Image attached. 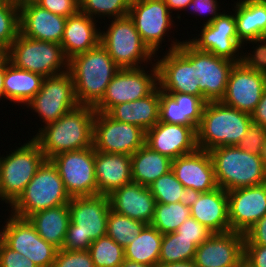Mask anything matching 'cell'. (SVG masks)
<instances>
[{
	"label": "cell",
	"instance_id": "57",
	"mask_svg": "<svg viewBox=\"0 0 266 267\" xmlns=\"http://www.w3.org/2000/svg\"><path fill=\"white\" fill-rule=\"evenodd\" d=\"M119 267H153L150 265H145L137 262H133L130 260H124V262Z\"/></svg>",
	"mask_w": 266,
	"mask_h": 267
},
{
	"label": "cell",
	"instance_id": "37",
	"mask_svg": "<svg viewBox=\"0 0 266 267\" xmlns=\"http://www.w3.org/2000/svg\"><path fill=\"white\" fill-rule=\"evenodd\" d=\"M146 224L119 214L112 209L109 211L106 235L125 248L137 237Z\"/></svg>",
	"mask_w": 266,
	"mask_h": 267
},
{
	"label": "cell",
	"instance_id": "18",
	"mask_svg": "<svg viewBox=\"0 0 266 267\" xmlns=\"http://www.w3.org/2000/svg\"><path fill=\"white\" fill-rule=\"evenodd\" d=\"M266 75L246 68L241 62L232 67L221 102L241 112L252 114L264 91Z\"/></svg>",
	"mask_w": 266,
	"mask_h": 267
},
{
	"label": "cell",
	"instance_id": "24",
	"mask_svg": "<svg viewBox=\"0 0 266 267\" xmlns=\"http://www.w3.org/2000/svg\"><path fill=\"white\" fill-rule=\"evenodd\" d=\"M171 170L187 189L191 188L203 193L218 187L208 151L197 149L193 153L173 159Z\"/></svg>",
	"mask_w": 266,
	"mask_h": 267
},
{
	"label": "cell",
	"instance_id": "20",
	"mask_svg": "<svg viewBox=\"0 0 266 267\" xmlns=\"http://www.w3.org/2000/svg\"><path fill=\"white\" fill-rule=\"evenodd\" d=\"M227 195L230 231L244 234L266 215V182L230 190Z\"/></svg>",
	"mask_w": 266,
	"mask_h": 267
},
{
	"label": "cell",
	"instance_id": "50",
	"mask_svg": "<svg viewBox=\"0 0 266 267\" xmlns=\"http://www.w3.org/2000/svg\"><path fill=\"white\" fill-rule=\"evenodd\" d=\"M244 245L266 246V215L244 233Z\"/></svg>",
	"mask_w": 266,
	"mask_h": 267
},
{
	"label": "cell",
	"instance_id": "47",
	"mask_svg": "<svg viewBox=\"0 0 266 267\" xmlns=\"http://www.w3.org/2000/svg\"><path fill=\"white\" fill-rule=\"evenodd\" d=\"M35 3L53 14L66 18L80 11L79 0H36Z\"/></svg>",
	"mask_w": 266,
	"mask_h": 267
},
{
	"label": "cell",
	"instance_id": "58",
	"mask_svg": "<svg viewBox=\"0 0 266 267\" xmlns=\"http://www.w3.org/2000/svg\"><path fill=\"white\" fill-rule=\"evenodd\" d=\"M10 3H12L13 5H16L18 7L30 3V2H35L36 0H8Z\"/></svg>",
	"mask_w": 266,
	"mask_h": 267
},
{
	"label": "cell",
	"instance_id": "52",
	"mask_svg": "<svg viewBox=\"0 0 266 267\" xmlns=\"http://www.w3.org/2000/svg\"><path fill=\"white\" fill-rule=\"evenodd\" d=\"M251 117L253 124L266 128V90L264 91L255 110L251 114Z\"/></svg>",
	"mask_w": 266,
	"mask_h": 267
},
{
	"label": "cell",
	"instance_id": "38",
	"mask_svg": "<svg viewBox=\"0 0 266 267\" xmlns=\"http://www.w3.org/2000/svg\"><path fill=\"white\" fill-rule=\"evenodd\" d=\"M190 216V208L180 202L156 203L151 225L161 234L176 232L177 228Z\"/></svg>",
	"mask_w": 266,
	"mask_h": 267
},
{
	"label": "cell",
	"instance_id": "26",
	"mask_svg": "<svg viewBox=\"0 0 266 267\" xmlns=\"http://www.w3.org/2000/svg\"><path fill=\"white\" fill-rule=\"evenodd\" d=\"M206 102L203 97L160 89L159 122L198 128Z\"/></svg>",
	"mask_w": 266,
	"mask_h": 267
},
{
	"label": "cell",
	"instance_id": "4",
	"mask_svg": "<svg viewBox=\"0 0 266 267\" xmlns=\"http://www.w3.org/2000/svg\"><path fill=\"white\" fill-rule=\"evenodd\" d=\"M252 123L250 114L221 101H208L196 131L198 149L209 152L220 146H238Z\"/></svg>",
	"mask_w": 266,
	"mask_h": 267
},
{
	"label": "cell",
	"instance_id": "11",
	"mask_svg": "<svg viewBox=\"0 0 266 267\" xmlns=\"http://www.w3.org/2000/svg\"><path fill=\"white\" fill-rule=\"evenodd\" d=\"M145 67L120 69L106 88L102 99L93 107L96 112L107 113L113 106L132 102L151 94L158 86V67L153 63Z\"/></svg>",
	"mask_w": 266,
	"mask_h": 267
},
{
	"label": "cell",
	"instance_id": "17",
	"mask_svg": "<svg viewBox=\"0 0 266 267\" xmlns=\"http://www.w3.org/2000/svg\"><path fill=\"white\" fill-rule=\"evenodd\" d=\"M199 36L188 40L198 50L210 52L235 63L241 61L242 53L238 51L242 49L243 44L238 40L234 13L231 15L222 12L210 24L203 25Z\"/></svg>",
	"mask_w": 266,
	"mask_h": 267
},
{
	"label": "cell",
	"instance_id": "40",
	"mask_svg": "<svg viewBox=\"0 0 266 267\" xmlns=\"http://www.w3.org/2000/svg\"><path fill=\"white\" fill-rule=\"evenodd\" d=\"M19 22V7L0 0V48L5 52L20 32Z\"/></svg>",
	"mask_w": 266,
	"mask_h": 267
},
{
	"label": "cell",
	"instance_id": "14",
	"mask_svg": "<svg viewBox=\"0 0 266 267\" xmlns=\"http://www.w3.org/2000/svg\"><path fill=\"white\" fill-rule=\"evenodd\" d=\"M10 215L0 231V239L12 250L29 258L37 267H52L58 249L46 242L28 219Z\"/></svg>",
	"mask_w": 266,
	"mask_h": 267
},
{
	"label": "cell",
	"instance_id": "30",
	"mask_svg": "<svg viewBox=\"0 0 266 267\" xmlns=\"http://www.w3.org/2000/svg\"><path fill=\"white\" fill-rule=\"evenodd\" d=\"M160 87L144 98L113 106L107 114L114 120L147 131L159 122Z\"/></svg>",
	"mask_w": 266,
	"mask_h": 267
},
{
	"label": "cell",
	"instance_id": "15",
	"mask_svg": "<svg viewBox=\"0 0 266 267\" xmlns=\"http://www.w3.org/2000/svg\"><path fill=\"white\" fill-rule=\"evenodd\" d=\"M146 131L137 125L122 123L107 113L96 112L93 124L95 151L132 155L145 144Z\"/></svg>",
	"mask_w": 266,
	"mask_h": 267
},
{
	"label": "cell",
	"instance_id": "7",
	"mask_svg": "<svg viewBox=\"0 0 266 267\" xmlns=\"http://www.w3.org/2000/svg\"><path fill=\"white\" fill-rule=\"evenodd\" d=\"M29 140L6 157L0 156V196L1 201L9 205L20 196L47 160L38 143L33 138Z\"/></svg>",
	"mask_w": 266,
	"mask_h": 267
},
{
	"label": "cell",
	"instance_id": "19",
	"mask_svg": "<svg viewBox=\"0 0 266 267\" xmlns=\"http://www.w3.org/2000/svg\"><path fill=\"white\" fill-rule=\"evenodd\" d=\"M193 261L197 267H239L244 261V234L213 233L197 247Z\"/></svg>",
	"mask_w": 266,
	"mask_h": 267
},
{
	"label": "cell",
	"instance_id": "43",
	"mask_svg": "<svg viewBox=\"0 0 266 267\" xmlns=\"http://www.w3.org/2000/svg\"><path fill=\"white\" fill-rule=\"evenodd\" d=\"M238 147L255 155H266V128L252 123Z\"/></svg>",
	"mask_w": 266,
	"mask_h": 267
},
{
	"label": "cell",
	"instance_id": "28",
	"mask_svg": "<svg viewBox=\"0 0 266 267\" xmlns=\"http://www.w3.org/2000/svg\"><path fill=\"white\" fill-rule=\"evenodd\" d=\"M190 213L191 217L195 218L212 233L230 231L228 195L220 187L201 193L190 207Z\"/></svg>",
	"mask_w": 266,
	"mask_h": 267
},
{
	"label": "cell",
	"instance_id": "21",
	"mask_svg": "<svg viewBox=\"0 0 266 267\" xmlns=\"http://www.w3.org/2000/svg\"><path fill=\"white\" fill-rule=\"evenodd\" d=\"M196 131L195 126L158 122L146 131L145 144L173 160L198 149Z\"/></svg>",
	"mask_w": 266,
	"mask_h": 267
},
{
	"label": "cell",
	"instance_id": "46",
	"mask_svg": "<svg viewBox=\"0 0 266 267\" xmlns=\"http://www.w3.org/2000/svg\"><path fill=\"white\" fill-rule=\"evenodd\" d=\"M176 232L181 235V237L191 239L197 247L213 234L191 216L177 228Z\"/></svg>",
	"mask_w": 266,
	"mask_h": 267
},
{
	"label": "cell",
	"instance_id": "60",
	"mask_svg": "<svg viewBox=\"0 0 266 267\" xmlns=\"http://www.w3.org/2000/svg\"><path fill=\"white\" fill-rule=\"evenodd\" d=\"M239 267H251L250 265H248L245 261H243Z\"/></svg>",
	"mask_w": 266,
	"mask_h": 267
},
{
	"label": "cell",
	"instance_id": "31",
	"mask_svg": "<svg viewBox=\"0 0 266 267\" xmlns=\"http://www.w3.org/2000/svg\"><path fill=\"white\" fill-rule=\"evenodd\" d=\"M27 219L46 242L62 249L70 222L69 204L35 212Z\"/></svg>",
	"mask_w": 266,
	"mask_h": 267
},
{
	"label": "cell",
	"instance_id": "12",
	"mask_svg": "<svg viewBox=\"0 0 266 267\" xmlns=\"http://www.w3.org/2000/svg\"><path fill=\"white\" fill-rule=\"evenodd\" d=\"M57 168L70 197L98 195L95 176V149L65 151L49 159Z\"/></svg>",
	"mask_w": 266,
	"mask_h": 267
},
{
	"label": "cell",
	"instance_id": "5",
	"mask_svg": "<svg viewBox=\"0 0 266 267\" xmlns=\"http://www.w3.org/2000/svg\"><path fill=\"white\" fill-rule=\"evenodd\" d=\"M217 186L226 192L266 182V155H255L238 146L209 151Z\"/></svg>",
	"mask_w": 266,
	"mask_h": 267
},
{
	"label": "cell",
	"instance_id": "1",
	"mask_svg": "<svg viewBox=\"0 0 266 267\" xmlns=\"http://www.w3.org/2000/svg\"><path fill=\"white\" fill-rule=\"evenodd\" d=\"M95 114L92 106L78 105L58 120L39 128L33 139L47 160L61 152L92 147Z\"/></svg>",
	"mask_w": 266,
	"mask_h": 267
},
{
	"label": "cell",
	"instance_id": "33",
	"mask_svg": "<svg viewBox=\"0 0 266 267\" xmlns=\"http://www.w3.org/2000/svg\"><path fill=\"white\" fill-rule=\"evenodd\" d=\"M44 77L41 74L17 68L5 57V99L26 104L40 91Z\"/></svg>",
	"mask_w": 266,
	"mask_h": 267
},
{
	"label": "cell",
	"instance_id": "42",
	"mask_svg": "<svg viewBox=\"0 0 266 267\" xmlns=\"http://www.w3.org/2000/svg\"><path fill=\"white\" fill-rule=\"evenodd\" d=\"M156 203H178L182 190L185 189L183 184L175 177L172 170L160 176L149 186Z\"/></svg>",
	"mask_w": 266,
	"mask_h": 267
},
{
	"label": "cell",
	"instance_id": "8",
	"mask_svg": "<svg viewBox=\"0 0 266 267\" xmlns=\"http://www.w3.org/2000/svg\"><path fill=\"white\" fill-rule=\"evenodd\" d=\"M9 62L17 68L49 77L68 70L69 60L59 43L28 38L20 32L6 51Z\"/></svg>",
	"mask_w": 266,
	"mask_h": 267
},
{
	"label": "cell",
	"instance_id": "53",
	"mask_svg": "<svg viewBox=\"0 0 266 267\" xmlns=\"http://www.w3.org/2000/svg\"><path fill=\"white\" fill-rule=\"evenodd\" d=\"M201 192L191 189V188H185L182 190V193L180 194L179 202L187 207H191L193 203L198 199Z\"/></svg>",
	"mask_w": 266,
	"mask_h": 267
},
{
	"label": "cell",
	"instance_id": "13",
	"mask_svg": "<svg viewBox=\"0 0 266 267\" xmlns=\"http://www.w3.org/2000/svg\"><path fill=\"white\" fill-rule=\"evenodd\" d=\"M26 105L38 113L45 125L76 108L79 104L70 72L67 70L61 74L44 77L40 91Z\"/></svg>",
	"mask_w": 266,
	"mask_h": 267
},
{
	"label": "cell",
	"instance_id": "3",
	"mask_svg": "<svg viewBox=\"0 0 266 267\" xmlns=\"http://www.w3.org/2000/svg\"><path fill=\"white\" fill-rule=\"evenodd\" d=\"M110 209L107 195L71 197L70 222L62 249L88 250L93 241L105 236Z\"/></svg>",
	"mask_w": 266,
	"mask_h": 267
},
{
	"label": "cell",
	"instance_id": "45",
	"mask_svg": "<svg viewBox=\"0 0 266 267\" xmlns=\"http://www.w3.org/2000/svg\"><path fill=\"white\" fill-rule=\"evenodd\" d=\"M52 267H94L88 250L58 249Z\"/></svg>",
	"mask_w": 266,
	"mask_h": 267
},
{
	"label": "cell",
	"instance_id": "56",
	"mask_svg": "<svg viewBox=\"0 0 266 267\" xmlns=\"http://www.w3.org/2000/svg\"><path fill=\"white\" fill-rule=\"evenodd\" d=\"M158 267H197L194 261L158 265Z\"/></svg>",
	"mask_w": 266,
	"mask_h": 267
},
{
	"label": "cell",
	"instance_id": "22",
	"mask_svg": "<svg viewBox=\"0 0 266 267\" xmlns=\"http://www.w3.org/2000/svg\"><path fill=\"white\" fill-rule=\"evenodd\" d=\"M234 64L233 61L194 47V73L199 79V89L207 102L221 101L224 97Z\"/></svg>",
	"mask_w": 266,
	"mask_h": 267
},
{
	"label": "cell",
	"instance_id": "23",
	"mask_svg": "<svg viewBox=\"0 0 266 267\" xmlns=\"http://www.w3.org/2000/svg\"><path fill=\"white\" fill-rule=\"evenodd\" d=\"M19 21L22 35L61 44L67 18L30 2L19 7Z\"/></svg>",
	"mask_w": 266,
	"mask_h": 267
},
{
	"label": "cell",
	"instance_id": "16",
	"mask_svg": "<svg viewBox=\"0 0 266 267\" xmlns=\"http://www.w3.org/2000/svg\"><path fill=\"white\" fill-rule=\"evenodd\" d=\"M171 13L165 0L130 2L128 15L133 20L144 43L154 54L157 53L156 51L164 41V36L169 32V28L173 26Z\"/></svg>",
	"mask_w": 266,
	"mask_h": 267
},
{
	"label": "cell",
	"instance_id": "10",
	"mask_svg": "<svg viewBox=\"0 0 266 267\" xmlns=\"http://www.w3.org/2000/svg\"><path fill=\"white\" fill-rule=\"evenodd\" d=\"M169 50L156 62L158 83L165 93H184L203 97L194 73V46L187 40L171 41Z\"/></svg>",
	"mask_w": 266,
	"mask_h": 267
},
{
	"label": "cell",
	"instance_id": "35",
	"mask_svg": "<svg viewBox=\"0 0 266 267\" xmlns=\"http://www.w3.org/2000/svg\"><path fill=\"white\" fill-rule=\"evenodd\" d=\"M162 239L163 234L151 224H146L132 243L124 248L125 259L158 267Z\"/></svg>",
	"mask_w": 266,
	"mask_h": 267
},
{
	"label": "cell",
	"instance_id": "25",
	"mask_svg": "<svg viewBox=\"0 0 266 267\" xmlns=\"http://www.w3.org/2000/svg\"><path fill=\"white\" fill-rule=\"evenodd\" d=\"M108 196L113 211L145 224H151L156 201L149 187L130 182Z\"/></svg>",
	"mask_w": 266,
	"mask_h": 267
},
{
	"label": "cell",
	"instance_id": "59",
	"mask_svg": "<svg viewBox=\"0 0 266 267\" xmlns=\"http://www.w3.org/2000/svg\"><path fill=\"white\" fill-rule=\"evenodd\" d=\"M6 57V52L0 48V62Z\"/></svg>",
	"mask_w": 266,
	"mask_h": 267
},
{
	"label": "cell",
	"instance_id": "27",
	"mask_svg": "<svg viewBox=\"0 0 266 267\" xmlns=\"http://www.w3.org/2000/svg\"><path fill=\"white\" fill-rule=\"evenodd\" d=\"M95 176L98 193L110 195L132 182L131 155L95 151Z\"/></svg>",
	"mask_w": 266,
	"mask_h": 267
},
{
	"label": "cell",
	"instance_id": "34",
	"mask_svg": "<svg viewBox=\"0 0 266 267\" xmlns=\"http://www.w3.org/2000/svg\"><path fill=\"white\" fill-rule=\"evenodd\" d=\"M172 160L144 144L131 155L132 182L149 186L171 170Z\"/></svg>",
	"mask_w": 266,
	"mask_h": 267
},
{
	"label": "cell",
	"instance_id": "49",
	"mask_svg": "<svg viewBox=\"0 0 266 267\" xmlns=\"http://www.w3.org/2000/svg\"><path fill=\"white\" fill-rule=\"evenodd\" d=\"M218 4L217 0H192L190 4L186 6L185 10L194 11V13H199L198 15H202V13L211 15V17L204 22L205 24H210L221 14Z\"/></svg>",
	"mask_w": 266,
	"mask_h": 267
},
{
	"label": "cell",
	"instance_id": "54",
	"mask_svg": "<svg viewBox=\"0 0 266 267\" xmlns=\"http://www.w3.org/2000/svg\"><path fill=\"white\" fill-rule=\"evenodd\" d=\"M192 0H165V3L171 12L173 11H178V10H184L187 5L190 4Z\"/></svg>",
	"mask_w": 266,
	"mask_h": 267
},
{
	"label": "cell",
	"instance_id": "2",
	"mask_svg": "<svg viewBox=\"0 0 266 267\" xmlns=\"http://www.w3.org/2000/svg\"><path fill=\"white\" fill-rule=\"evenodd\" d=\"M120 69L100 43L72 57L68 62V71L74 82L78 104L94 107Z\"/></svg>",
	"mask_w": 266,
	"mask_h": 267
},
{
	"label": "cell",
	"instance_id": "9",
	"mask_svg": "<svg viewBox=\"0 0 266 267\" xmlns=\"http://www.w3.org/2000/svg\"><path fill=\"white\" fill-rule=\"evenodd\" d=\"M110 22L106 31L100 30V44L121 69L140 68L143 62L153 63L151 59L155 54L144 43L129 15Z\"/></svg>",
	"mask_w": 266,
	"mask_h": 267
},
{
	"label": "cell",
	"instance_id": "39",
	"mask_svg": "<svg viewBox=\"0 0 266 267\" xmlns=\"http://www.w3.org/2000/svg\"><path fill=\"white\" fill-rule=\"evenodd\" d=\"M88 251L94 267H119L125 260L124 248L107 235L93 241Z\"/></svg>",
	"mask_w": 266,
	"mask_h": 267
},
{
	"label": "cell",
	"instance_id": "29",
	"mask_svg": "<svg viewBox=\"0 0 266 267\" xmlns=\"http://www.w3.org/2000/svg\"><path fill=\"white\" fill-rule=\"evenodd\" d=\"M96 23L95 19L80 11L67 18L61 46L68 60L100 43V29Z\"/></svg>",
	"mask_w": 266,
	"mask_h": 267
},
{
	"label": "cell",
	"instance_id": "48",
	"mask_svg": "<svg viewBox=\"0 0 266 267\" xmlns=\"http://www.w3.org/2000/svg\"><path fill=\"white\" fill-rule=\"evenodd\" d=\"M0 267H37L29 258L9 248L0 239Z\"/></svg>",
	"mask_w": 266,
	"mask_h": 267
},
{
	"label": "cell",
	"instance_id": "55",
	"mask_svg": "<svg viewBox=\"0 0 266 267\" xmlns=\"http://www.w3.org/2000/svg\"><path fill=\"white\" fill-rule=\"evenodd\" d=\"M4 77H5V58L0 62V98H5V91H4Z\"/></svg>",
	"mask_w": 266,
	"mask_h": 267
},
{
	"label": "cell",
	"instance_id": "32",
	"mask_svg": "<svg viewBox=\"0 0 266 267\" xmlns=\"http://www.w3.org/2000/svg\"><path fill=\"white\" fill-rule=\"evenodd\" d=\"M238 40L244 42L266 36V0H239L235 3Z\"/></svg>",
	"mask_w": 266,
	"mask_h": 267
},
{
	"label": "cell",
	"instance_id": "36",
	"mask_svg": "<svg viewBox=\"0 0 266 267\" xmlns=\"http://www.w3.org/2000/svg\"><path fill=\"white\" fill-rule=\"evenodd\" d=\"M197 246L177 232L163 234L158 265L193 261Z\"/></svg>",
	"mask_w": 266,
	"mask_h": 267
},
{
	"label": "cell",
	"instance_id": "6",
	"mask_svg": "<svg viewBox=\"0 0 266 267\" xmlns=\"http://www.w3.org/2000/svg\"><path fill=\"white\" fill-rule=\"evenodd\" d=\"M70 200L57 168L50 160H46L24 191L10 205L11 214L27 219L35 212L69 204Z\"/></svg>",
	"mask_w": 266,
	"mask_h": 267
},
{
	"label": "cell",
	"instance_id": "44",
	"mask_svg": "<svg viewBox=\"0 0 266 267\" xmlns=\"http://www.w3.org/2000/svg\"><path fill=\"white\" fill-rule=\"evenodd\" d=\"M252 43L253 45L258 42V45L252 51V54L248 53H243L244 55L241 54V63L246 67L249 68L253 71H256L258 73L266 75V36L257 38V39H252L249 41H246L244 43ZM260 43V45H259ZM262 43V44H261ZM254 53V54H253ZM246 54V55H245Z\"/></svg>",
	"mask_w": 266,
	"mask_h": 267
},
{
	"label": "cell",
	"instance_id": "41",
	"mask_svg": "<svg viewBox=\"0 0 266 267\" xmlns=\"http://www.w3.org/2000/svg\"><path fill=\"white\" fill-rule=\"evenodd\" d=\"M80 12L95 19L96 17L120 18L127 16L129 0H79ZM102 15V16H101ZM96 16V17H95Z\"/></svg>",
	"mask_w": 266,
	"mask_h": 267
},
{
	"label": "cell",
	"instance_id": "51",
	"mask_svg": "<svg viewBox=\"0 0 266 267\" xmlns=\"http://www.w3.org/2000/svg\"><path fill=\"white\" fill-rule=\"evenodd\" d=\"M244 261L251 267H266V246L244 245Z\"/></svg>",
	"mask_w": 266,
	"mask_h": 267
}]
</instances>
